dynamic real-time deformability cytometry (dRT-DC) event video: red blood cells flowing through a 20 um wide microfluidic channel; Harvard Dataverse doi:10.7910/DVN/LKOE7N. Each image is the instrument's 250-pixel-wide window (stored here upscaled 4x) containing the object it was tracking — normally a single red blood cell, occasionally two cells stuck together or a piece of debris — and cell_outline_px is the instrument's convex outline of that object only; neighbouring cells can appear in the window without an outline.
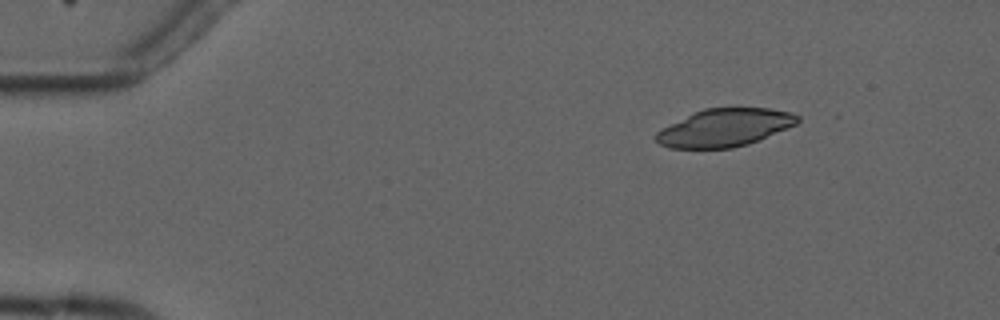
{"species": "common noctule bat (a hibernating species)", "species_latin": "Nyctalus noctula", "temperature_condition": "cold", "stored_images_in_passage": 5, "camera_frame_rate_fps": 3000, "um_per_image_px": 0.085, "animal": {"sex": "male", "forearm_length_mm": 52.5}, "frame": {"image": 1, "passage_image": 3, "time_ms": 2.333, "image_size_px": [1000, 320], "cell_outline_px": [[800, 120], [796, 124], [748, 144], [732, 148], [668, 148], [660, 144], [656, 140], [656, 132], [704, 108], [768, 108], [792, 112], [800, 116]], "centroid_in_image_um": [61.64, 10.85], "position_along_channel_um": 23.4, "area_um2": 30.63}}